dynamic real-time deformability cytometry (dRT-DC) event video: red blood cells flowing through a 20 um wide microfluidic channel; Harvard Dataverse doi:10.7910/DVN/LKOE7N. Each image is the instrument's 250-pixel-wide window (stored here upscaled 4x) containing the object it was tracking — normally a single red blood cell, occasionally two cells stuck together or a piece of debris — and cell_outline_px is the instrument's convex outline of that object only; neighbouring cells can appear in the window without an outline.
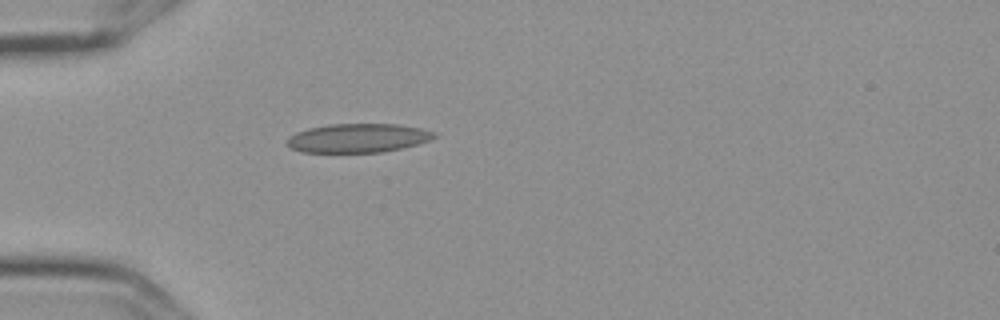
{"species": "Egyptian fruit bat (a non-hibernating species)", "species_latin": "Rousettus aegyptiacus", "temperature_condition": "cold", "stored_images_in_passage": 37, "camera_frame_rate_fps": 3000, "um_per_image_px": 0.085, "frame": {"image": 1, "passage_image": 1, "time_ms": 0.0, "image_size_px": [1000, 320], "cell_outline_px": [[436, 136], [428, 140], [416, 144], [400, 148], [380, 152], [304, 152], [292, 148], [288, 144], [288, 136], [296, 132], [308, 128], [328, 124], [396, 124], [420, 128], [436, 132]], "centroid_in_image_um": [30.41, 11.72], "position_along_channel_um": 54.6, "area_um2": 24.51}}
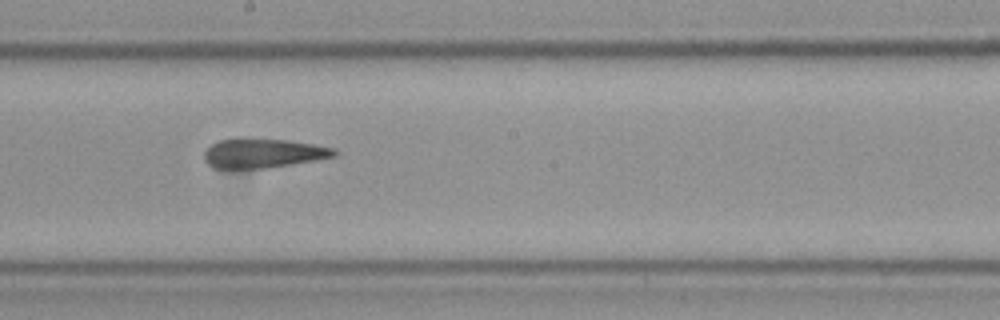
{"frame": {"image": 2, "passage_image": 16, "time_ms": 5.0, "image_size_px": [1000, 320], "cell_outline_px": [[340, 152], [336, 156], [264, 168], [216, 168], [208, 164], [204, 160], [204, 152], [216, 140], [236, 136], [248, 136], [288, 140], [316, 144], [336, 148]], "centroid_in_image_um": [22.34, 12.96], "position_along_channel_um": 225.9, "area_um2": 22.83}}
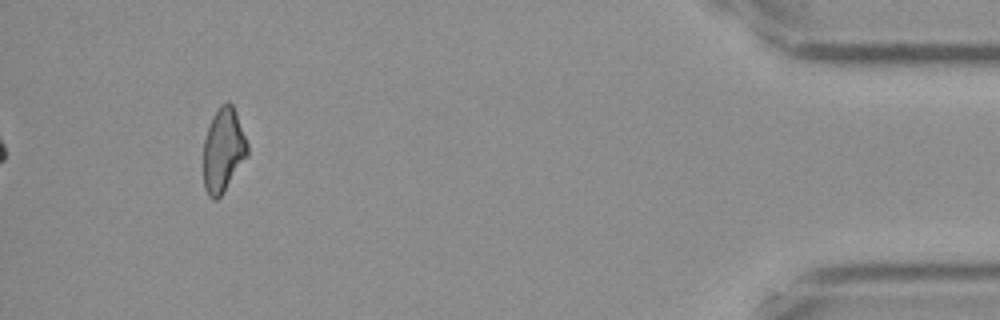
{"frame": {"image": 3, "passage_image": 37, "time_ms": 12.0, "image_size_px": [1000, 320], "cell_outline_px": [[248, 156], [224, 192], [216, 200], [212, 200], [208, 196], [204, 188], [204, 140], [208, 128], [220, 104], [228, 100], [232, 104], [236, 112], [248, 144]], "centroid_in_image_um": [18.99, 12.79], "position_along_channel_um": 416.2, "area_um2": 21.56}, "authors_computed_cell_mechanics": {"area_um2": 23.409, "velocity_mm_per_s": 3.6101, "shape_relaxation_time_tau1_ms": null, "shape_relaxation_time_tau2_ms": 3.1844, "deformation_change_tau1": null, "deformation_change_tau2": 0.1138}}